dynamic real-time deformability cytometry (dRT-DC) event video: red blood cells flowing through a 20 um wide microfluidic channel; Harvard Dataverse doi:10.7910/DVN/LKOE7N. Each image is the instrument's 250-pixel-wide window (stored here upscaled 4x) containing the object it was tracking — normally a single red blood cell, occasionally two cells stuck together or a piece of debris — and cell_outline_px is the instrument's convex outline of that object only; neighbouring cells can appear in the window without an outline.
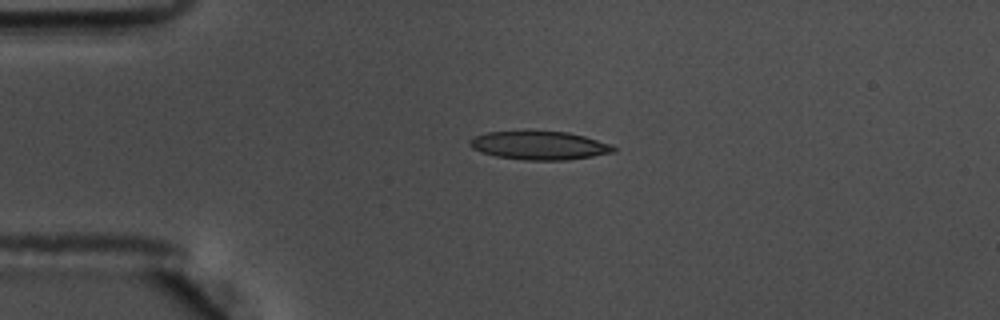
{"species": "common noctule bat (a hibernating species)", "species_latin": "Nyctalus noctula", "temperature_condition": "warm", "stored_images_in_passage": 44, "camera_frame_rate_fps": 3000, "um_per_image_px": 0.085, "animal": {"sex": "male", "body_mass_g": 17.5, "forearm_length_mm": 52.3}, "frame": {"image": 1, "passage_image": 1, "time_ms": 0.0, "image_size_px": [1000, 320], "cell_outline_px": [[616, 152], [568, 160], [524, 160], [496, 156], [472, 148], [468, 144], [468, 140], [476, 136], [488, 132], [568, 132], [584, 136], [612, 144], [616, 148]], "centroid_in_image_um": [45.89, 12.38], "position_along_channel_um": 39.1, "area_um2": 23.58}}
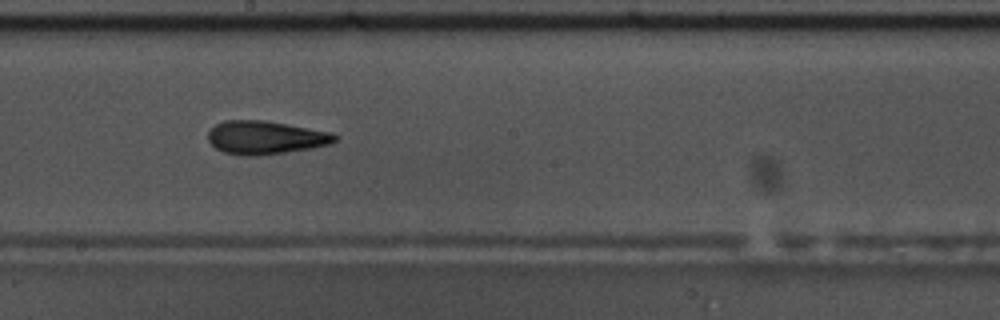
{"frame": {"image": 2, "passage_image": 19, "time_ms": 6.0, "image_size_px": [1000, 320], "cell_outline_px": [[340, 136], [336, 140], [328, 144], [312, 148], [256, 156], [244, 156], [224, 152], [216, 148], [208, 140], [208, 132], [216, 124], [224, 120], [264, 120], [332, 132]], "centroid_in_image_um": [22.56, 11.68], "position_along_channel_um": 225.6, "area_um2": 24.57}}
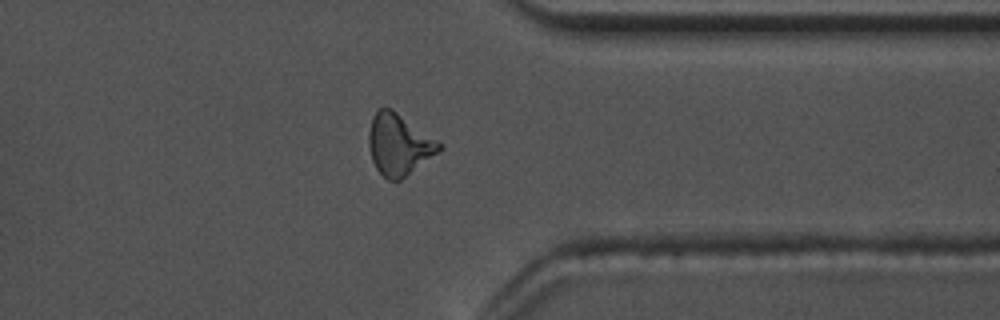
{"frame": {"image": 3, "passage_image": 32, "time_ms": 10.333, "image_size_px": [1000, 320], "cell_outline_px": [[444, 148], [400, 180], [388, 180], [376, 168], [372, 160], [368, 144], [368, 132], [372, 116], [380, 108], [392, 108], [436, 140]], "centroid_in_image_um": [33.87, 12.28], "position_along_channel_um": 377.5, "area_um2": 24.8}, "authors_computed_cell_mechanics": {"area_um2": 23.8136, "velocity_mm_per_s": 3.6276, "shape_relaxation_time_tau1_ms": 9.4651, "shape_relaxation_time_tau2_ms": 4.3524, "deformation_change_tau1": 0.2442, "deformation_change_tau2": 0.1474}}